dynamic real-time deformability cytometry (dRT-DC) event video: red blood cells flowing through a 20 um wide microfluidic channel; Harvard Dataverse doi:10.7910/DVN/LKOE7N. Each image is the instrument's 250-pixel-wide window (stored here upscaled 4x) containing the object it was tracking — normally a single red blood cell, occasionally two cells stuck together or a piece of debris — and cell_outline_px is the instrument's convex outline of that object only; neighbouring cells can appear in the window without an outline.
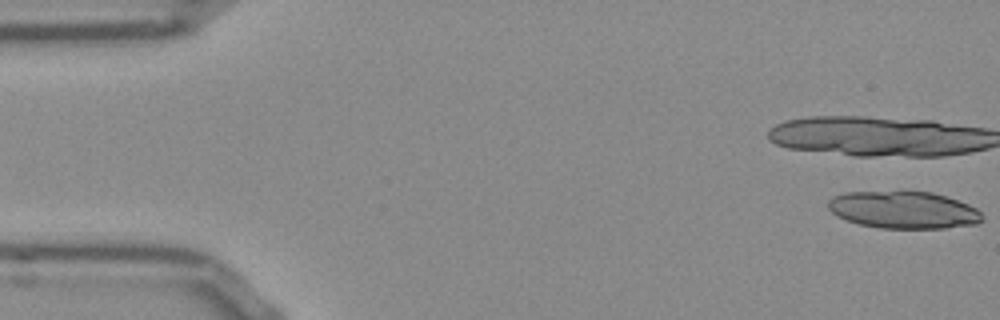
{"species": "Egyptian fruit bat (a non-hibernating species)", "species_latin": "Rousettus aegyptiacus", "temperature_condition": "room temperature", "stored_images_in_passage": 18, "camera_frame_rate_fps": 3000, "um_per_image_px": 0.085, "frame": {"image": 1, "passage_image": 1, "time_ms": 0.0, "image_size_px": [1000, 320], "cell_outline_px": [[984, 220], [976, 224], [944, 228], [880, 228], [860, 224], [836, 216], [828, 208], [828, 200], [832, 196], [844, 192], [932, 192], [968, 204], [976, 208], [984, 216]], "centroid_in_image_um": [76.8, 17.85], "position_along_channel_um": 8.2, "area_um2": 33.29}}